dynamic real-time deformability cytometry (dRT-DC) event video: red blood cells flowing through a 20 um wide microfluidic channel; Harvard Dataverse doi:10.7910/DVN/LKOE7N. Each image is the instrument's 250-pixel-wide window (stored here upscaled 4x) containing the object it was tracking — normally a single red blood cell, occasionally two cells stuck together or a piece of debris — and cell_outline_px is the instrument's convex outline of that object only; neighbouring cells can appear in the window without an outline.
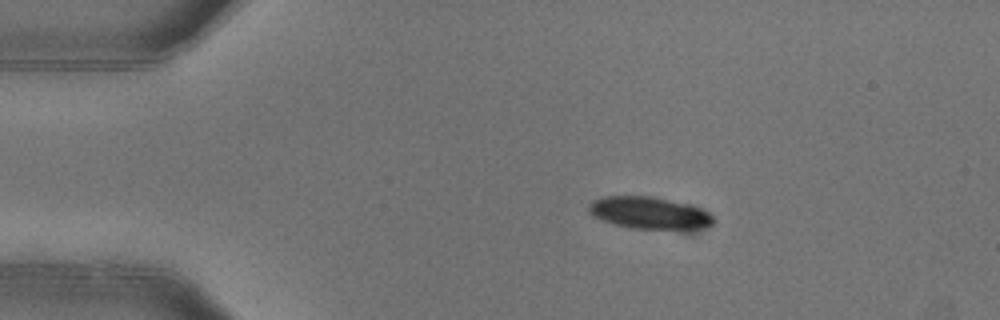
{"species": "common noctule bat (a hibernating species)", "species_latin": "Nyctalus noctula", "temperature_condition": "warm", "stored_images_in_passage": 3, "camera_frame_rate_fps": 3000, "um_per_image_px": 0.085, "animal": {"sex": "female"}, "frame": {"image": 1, "passage_image": 1, "time_ms": 0.0, "image_size_px": [1000, 320], "cell_outline_px": [[712, 224], [692, 228], [632, 228], [616, 224], [592, 216], [588, 212], [588, 204], [592, 200], [604, 196], [652, 196], [688, 204], [708, 212], [712, 216]], "centroid_in_image_um": [55.09, 18.06], "position_along_channel_um": 29.9, "area_um2": 22.72}}
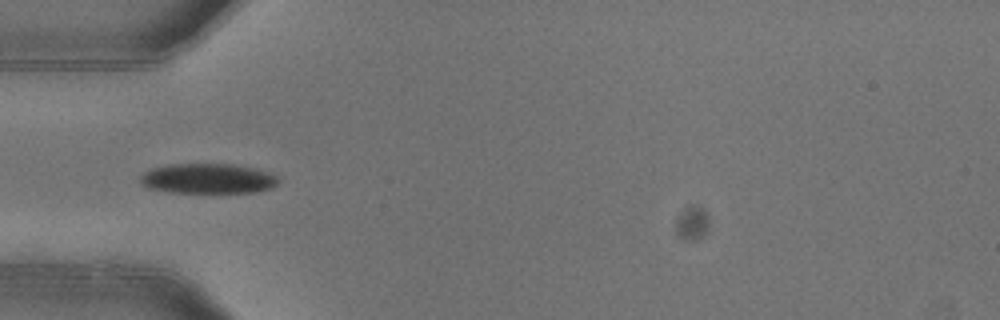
{"frame": {"image": 2, "passage_image": 3, "time_ms": 0.667, "image_size_px": [1000, 320], "cell_outline_px": [[280, 180], [272, 188], [252, 192], [168, 192], [148, 188], [140, 184], [140, 176], [144, 172], [152, 168], [168, 164], [232, 164], [256, 168], [276, 176]], "centroid_in_image_um": [17.63, 15.17], "position_along_channel_um": 67.4, "area_um2": 24.16}}